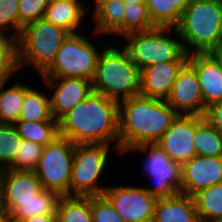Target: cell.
<instances>
[{
    "mask_svg": "<svg viewBox=\"0 0 222 222\" xmlns=\"http://www.w3.org/2000/svg\"><path fill=\"white\" fill-rule=\"evenodd\" d=\"M85 32L69 34L51 66L40 77L83 78L92 81L101 53ZM96 44V45H95Z\"/></svg>",
    "mask_w": 222,
    "mask_h": 222,
    "instance_id": "cell-8",
    "label": "cell"
},
{
    "mask_svg": "<svg viewBox=\"0 0 222 222\" xmlns=\"http://www.w3.org/2000/svg\"><path fill=\"white\" fill-rule=\"evenodd\" d=\"M19 71L17 38L0 33V83L11 80Z\"/></svg>",
    "mask_w": 222,
    "mask_h": 222,
    "instance_id": "cell-30",
    "label": "cell"
},
{
    "mask_svg": "<svg viewBox=\"0 0 222 222\" xmlns=\"http://www.w3.org/2000/svg\"><path fill=\"white\" fill-rule=\"evenodd\" d=\"M208 222H222V219L213 220V221H208Z\"/></svg>",
    "mask_w": 222,
    "mask_h": 222,
    "instance_id": "cell-46",
    "label": "cell"
},
{
    "mask_svg": "<svg viewBox=\"0 0 222 222\" xmlns=\"http://www.w3.org/2000/svg\"><path fill=\"white\" fill-rule=\"evenodd\" d=\"M188 63L198 76L205 107L222 100V66L211 53L190 54Z\"/></svg>",
    "mask_w": 222,
    "mask_h": 222,
    "instance_id": "cell-17",
    "label": "cell"
},
{
    "mask_svg": "<svg viewBox=\"0 0 222 222\" xmlns=\"http://www.w3.org/2000/svg\"><path fill=\"white\" fill-rule=\"evenodd\" d=\"M125 4L129 3H145L146 0H122Z\"/></svg>",
    "mask_w": 222,
    "mask_h": 222,
    "instance_id": "cell-42",
    "label": "cell"
},
{
    "mask_svg": "<svg viewBox=\"0 0 222 222\" xmlns=\"http://www.w3.org/2000/svg\"><path fill=\"white\" fill-rule=\"evenodd\" d=\"M88 1H90L89 2V5H90L91 2H93V3H106V2H110L112 0H88Z\"/></svg>",
    "mask_w": 222,
    "mask_h": 222,
    "instance_id": "cell-44",
    "label": "cell"
},
{
    "mask_svg": "<svg viewBox=\"0 0 222 222\" xmlns=\"http://www.w3.org/2000/svg\"><path fill=\"white\" fill-rule=\"evenodd\" d=\"M118 114V102L92 92L58 121L59 136L74 144H112L119 155Z\"/></svg>",
    "mask_w": 222,
    "mask_h": 222,
    "instance_id": "cell-1",
    "label": "cell"
},
{
    "mask_svg": "<svg viewBox=\"0 0 222 222\" xmlns=\"http://www.w3.org/2000/svg\"><path fill=\"white\" fill-rule=\"evenodd\" d=\"M178 115L204 116V105L198 76L187 62L179 71L176 81L165 100Z\"/></svg>",
    "mask_w": 222,
    "mask_h": 222,
    "instance_id": "cell-13",
    "label": "cell"
},
{
    "mask_svg": "<svg viewBox=\"0 0 222 222\" xmlns=\"http://www.w3.org/2000/svg\"><path fill=\"white\" fill-rule=\"evenodd\" d=\"M204 118L222 134V100L207 107Z\"/></svg>",
    "mask_w": 222,
    "mask_h": 222,
    "instance_id": "cell-37",
    "label": "cell"
},
{
    "mask_svg": "<svg viewBox=\"0 0 222 222\" xmlns=\"http://www.w3.org/2000/svg\"><path fill=\"white\" fill-rule=\"evenodd\" d=\"M113 44L101 50L91 82L94 93L119 103L140 95V69L122 46Z\"/></svg>",
    "mask_w": 222,
    "mask_h": 222,
    "instance_id": "cell-3",
    "label": "cell"
},
{
    "mask_svg": "<svg viewBox=\"0 0 222 222\" xmlns=\"http://www.w3.org/2000/svg\"><path fill=\"white\" fill-rule=\"evenodd\" d=\"M75 145L69 139L59 136L43 148L34 171L43 189L59 196H69Z\"/></svg>",
    "mask_w": 222,
    "mask_h": 222,
    "instance_id": "cell-10",
    "label": "cell"
},
{
    "mask_svg": "<svg viewBox=\"0 0 222 222\" xmlns=\"http://www.w3.org/2000/svg\"><path fill=\"white\" fill-rule=\"evenodd\" d=\"M85 1H53L49 0L44 18L54 25L66 30L69 34L80 33L85 25L88 3ZM87 3V4H86ZM85 18V19H84Z\"/></svg>",
    "mask_w": 222,
    "mask_h": 222,
    "instance_id": "cell-19",
    "label": "cell"
},
{
    "mask_svg": "<svg viewBox=\"0 0 222 222\" xmlns=\"http://www.w3.org/2000/svg\"><path fill=\"white\" fill-rule=\"evenodd\" d=\"M181 193L191 197L208 187L222 183V156L195 155L181 165Z\"/></svg>",
    "mask_w": 222,
    "mask_h": 222,
    "instance_id": "cell-15",
    "label": "cell"
},
{
    "mask_svg": "<svg viewBox=\"0 0 222 222\" xmlns=\"http://www.w3.org/2000/svg\"><path fill=\"white\" fill-rule=\"evenodd\" d=\"M175 28L188 55L211 53L222 41V0H191Z\"/></svg>",
    "mask_w": 222,
    "mask_h": 222,
    "instance_id": "cell-4",
    "label": "cell"
},
{
    "mask_svg": "<svg viewBox=\"0 0 222 222\" xmlns=\"http://www.w3.org/2000/svg\"><path fill=\"white\" fill-rule=\"evenodd\" d=\"M4 212L3 202H2V193H1V184H0V213Z\"/></svg>",
    "mask_w": 222,
    "mask_h": 222,
    "instance_id": "cell-43",
    "label": "cell"
},
{
    "mask_svg": "<svg viewBox=\"0 0 222 222\" xmlns=\"http://www.w3.org/2000/svg\"><path fill=\"white\" fill-rule=\"evenodd\" d=\"M192 197L200 222L222 219V183L203 189Z\"/></svg>",
    "mask_w": 222,
    "mask_h": 222,
    "instance_id": "cell-27",
    "label": "cell"
},
{
    "mask_svg": "<svg viewBox=\"0 0 222 222\" xmlns=\"http://www.w3.org/2000/svg\"><path fill=\"white\" fill-rule=\"evenodd\" d=\"M9 219L10 217L5 211L0 213V222H7Z\"/></svg>",
    "mask_w": 222,
    "mask_h": 222,
    "instance_id": "cell-41",
    "label": "cell"
},
{
    "mask_svg": "<svg viewBox=\"0 0 222 222\" xmlns=\"http://www.w3.org/2000/svg\"><path fill=\"white\" fill-rule=\"evenodd\" d=\"M152 222H200L193 197L179 193L157 199Z\"/></svg>",
    "mask_w": 222,
    "mask_h": 222,
    "instance_id": "cell-21",
    "label": "cell"
},
{
    "mask_svg": "<svg viewBox=\"0 0 222 222\" xmlns=\"http://www.w3.org/2000/svg\"><path fill=\"white\" fill-rule=\"evenodd\" d=\"M53 1H84V0H53Z\"/></svg>",
    "mask_w": 222,
    "mask_h": 222,
    "instance_id": "cell-45",
    "label": "cell"
},
{
    "mask_svg": "<svg viewBox=\"0 0 222 222\" xmlns=\"http://www.w3.org/2000/svg\"><path fill=\"white\" fill-rule=\"evenodd\" d=\"M49 0H19V36L22 28L44 18Z\"/></svg>",
    "mask_w": 222,
    "mask_h": 222,
    "instance_id": "cell-35",
    "label": "cell"
},
{
    "mask_svg": "<svg viewBox=\"0 0 222 222\" xmlns=\"http://www.w3.org/2000/svg\"><path fill=\"white\" fill-rule=\"evenodd\" d=\"M44 146L22 139L14 162L7 168L13 171H35Z\"/></svg>",
    "mask_w": 222,
    "mask_h": 222,
    "instance_id": "cell-33",
    "label": "cell"
},
{
    "mask_svg": "<svg viewBox=\"0 0 222 222\" xmlns=\"http://www.w3.org/2000/svg\"><path fill=\"white\" fill-rule=\"evenodd\" d=\"M127 155L132 152L144 156L142 171L147 174L154 186L143 188L157 199L171 198L181 193V164L172 159L162 150L158 143H145L130 147ZM144 154V155H143Z\"/></svg>",
    "mask_w": 222,
    "mask_h": 222,
    "instance_id": "cell-9",
    "label": "cell"
},
{
    "mask_svg": "<svg viewBox=\"0 0 222 222\" xmlns=\"http://www.w3.org/2000/svg\"><path fill=\"white\" fill-rule=\"evenodd\" d=\"M19 120H25L30 122L38 121H57L52 117L51 105H50V95L40 91L39 89H34L31 85L25 91L24 102L22 105Z\"/></svg>",
    "mask_w": 222,
    "mask_h": 222,
    "instance_id": "cell-23",
    "label": "cell"
},
{
    "mask_svg": "<svg viewBox=\"0 0 222 222\" xmlns=\"http://www.w3.org/2000/svg\"><path fill=\"white\" fill-rule=\"evenodd\" d=\"M18 222H57L56 215H35Z\"/></svg>",
    "mask_w": 222,
    "mask_h": 222,
    "instance_id": "cell-38",
    "label": "cell"
},
{
    "mask_svg": "<svg viewBox=\"0 0 222 222\" xmlns=\"http://www.w3.org/2000/svg\"><path fill=\"white\" fill-rule=\"evenodd\" d=\"M92 222H125L104 195L91 196Z\"/></svg>",
    "mask_w": 222,
    "mask_h": 222,
    "instance_id": "cell-36",
    "label": "cell"
},
{
    "mask_svg": "<svg viewBox=\"0 0 222 222\" xmlns=\"http://www.w3.org/2000/svg\"><path fill=\"white\" fill-rule=\"evenodd\" d=\"M44 88H49L52 117L59 121L74 106L92 92V82L83 78L41 77Z\"/></svg>",
    "mask_w": 222,
    "mask_h": 222,
    "instance_id": "cell-12",
    "label": "cell"
},
{
    "mask_svg": "<svg viewBox=\"0 0 222 222\" xmlns=\"http://www.w3.org/2000/svg\"><path fill=\"white\" fill-rule=\"evenodd\" d=\"M195 130L196 116L178 115L156 143L172 161L182 165L196 155Z\"/></svg>",
    "mask_w": 222,
    "mask_h": 222,
    "instance_id": "cell-14",
    "label": "cell"
},
{
    "mask_svg": "<svg viewBox=\"0 0 222 222\" xmlns=\"http://www.w3.org/2000/svg\"><path fill=\"white\" fill-rule=\"evenodd\" d=\"M146 3L125 4L123 16V36L130 32L147 31L155 28Z\"/></svg>",
    "mask_w": 222,
    "mask_h": 222,
    "instance_id": "cell-31",
    "label": "cell"
},
{
    "mask_svg": "<svg viewBox=\"0 0 222 222\" xmlns=\"http://www.w3.org/2000/svg\"><path fill=\"white\" fill-rule=\"evenodd\" d=\"M94 10H90L92 7ZM88 11H93L91 16V21L95 24V29L90 35L96 37L99 35L108 37L113 35L114 38L122 39L123 37V16L125 12V3L122 0H112L106 3H92L91 6H88ZM96 35V36H95ZM118 36V37H117Z\"/></svg>",
    "mask_w": 222,
    "mask_h": 222,
    "instance_id": "cell-20",
    "label": "cell"
},
{
    "mask_svg": "<svg viewBox=\"0 0 222 222\" xmlns=\"http://www.w3.org/2000/svg\"><path fill=\"white\" fill-rule=\"evenodd\" d=\"M21 140L13 124L0 123V170L7 169L14 162Z\"/></svg>",
    "mask_w": 222,
    "mask_h": 222,
    "instance_id": "cell-32",
    "label": "cell"
},
{
    "mask_svg": "<svg viewBox=\"0 0 222 222\" xmlns=\"http://www.w3.org/2000/svg\"><path fill=\"white\" fill-rule=\"evenodd\" d=\"M211 54L215 57V59L220 63L222 66V41L219 45L211 52Z\"/></svg>",
    "mask_w": 222,
    "mask_h": 222,
    "instance_id": "cell-39",
    "label": "cell"
},
{
    "mask_svg": "<svg viewBox=\"0 0 222 222\" xmlns=\"http://www.w3.org/2000/svg\"><path fill=\"white\" fill-rule=\"evenodd\" d=\"M191 0H172V2L183 12L185 7L190 3Z\"/></svg>",
    "mask_w": 222,
    "mask_h": 222,
    "instance_id": "cell-40",
    "label": "cell"
},
{
    "mask_svg": "<svg viewBox=\"0 0 222 222\" xmlns=\"http://www.w3.org/2000/svg\"><path fill=\"white\" fill-rule=\"evenodd\" d=\"M175 36V38H174ZM122 47L141 70L163 62H188L179 33L172 27H155L125 34ZM127 42V43H126Z\"/></svg>",
    "mask_w": 222,
    "mask_h": 222,
    "instance_id": "cell-5",
    "label": "cell"
},
{
    "mask_svg": "<svg viewBox=\"0 0 222 222\" xmlns=\"http://www.w3.org/2000/svg\"><path fill=\"white\" fill-rule=\"evenodd\" d=\"M59 195L55 192L43 189L32 201L19 202V205L9 214L12 221L35 215H56V205Z\"/></svg>",
    "mask_w": 222,
    "mask_h": 222,
    "instance_id": "cell-25",
    "label": "cell"
},
{
    "mask_svg": "<svg viewBox=\"0 0 222 222\" xmlns=\"http://www.w3.org/2000/svg\"><path fill=\"white\" fill-rule=\"evenodd\" d=\"M103 194L125 222H152L157 198L142 185H108Z\"/></svg>",
    "mask_w": 222,
    "mask_h": 222,
    "instance_id": "cell-11",
    "label": "cell"
},
{
    "mask_svg": "<svg viewBox=\"0 0 222 222\" xmlns=\"http://www.w3.org/2000/svg\"><path fill=\"white\" fill-rule=\"evenodd\" d=\"M19 0H0V33L19 38Z\"/></svg>",
    "mask_w": 222,
    "mask_h": 222,
    "instance_id": "cell-34",
    "label": "cell"
},
{
    "mask_svg": "<svg viewBox=\"0 0 222 222\" xmlns=\"http://www.w3.org/2000/svg\"><path fill=\"white\" fill-rule=\"evenodd\" d=\"M3 209L9 215L19 202L34 199L42 190V184L34 171L0 170Z\"/></svg>",
    "mask_w": 222,
    "mask_h": 222,
    "instance_id": "cell-16",
    "label": "cell"
},
{
    "mask_svg": "<svg viewBox=\"0 0 222 222\" xmlns=\"http://www.w3.org/2000/svg\"><path fill=\"white\" fill-rule=\"evenodd\" d=\"M56 217L57 222H92L91 196H60Z\"/></svg>",
    "mask_w": 222,
    "mask_h": 222,
    "instance_id": "cell-26",
    "label": "cell"
},
{
    "mask_svg": "<svg viewBox=\"0 0 222 222\" xmlns=\"http://www.w3.org/2000/svg\"><path fill=\"white\" fill-rule=\"evenodd\" d=\"M149 16L156 27L175 28L183 12L172 0H146Z\"/></svg>",
    "mask_w": 222,
    "mask_h": 222,
    "instance_id": "cell-29",
    "label": "cell"
},
{
    "mask_svg": "<svg viewBox=\"0 0 222 222\" xmlns=\"http://www.w3.org/2000/svg\"><path fill=\"white\" fill-rule=\"evenodd\" d=\"M193 142L196 155L205 157L222 156V134L204 116H196V130Z\"/></svg>",
    "mask_w": 222,
    "mask_h": 222,
    "instance_id": "cell-24",
    "label": "cell"
},
{
    "mask_svg": "<svg viewBox=\"0 0 222 222\" xmlns=\"http://www.w3.org/2000/svg\"><path fill=\"white\" fill-rule=\"evenodd\" d=\"M110 145L76 144L73 155L69 196L101 195L108 187L99 183L109 164Z\"/></svg>",
    "mask_w": 222,
    "mask_h": 222,
    "instance_id": "cell-7",
    "label": "cell"
},
{
    "mask_svg": "<svg viewBox=\"0 0 222 222\" xmlns=\"http://www.w3.org/2000/svg\"><path fill=\"white\" fill-rule=\"evenodd\" d=\"M187 62H163L140 70V95L166 100Z\"/></svg>",
    "mask_w": 222,
    "mask_h": 222,
    "instance_id": "cell-18",
    "label": "cell"
},
{
    "mask_svg": "<svg viewBox=\"0 0 222 222\" xmlns=\"http://www.w3.org/2000/svg\"><path fill=\"white\" fill-rule=\"evenodd\" d=\"M13 125L22 139L35 142L44 147L59 137L58 121L30 122L19 120Z\"/></svg>",
    "mask_w": 222,
    "mask_h": 222,
    "instance_id": "cell-28",
    "label": "cell"
},
{
    "mask_svg": "<svg viewBox=\"0 0 222 222\" xmlns=\"http://www.w3.org/2000/svg\"><path fill=\"white\" fill-rule=\"evenodd\" d=\"M178 114L165 100L133 96L119 102V152L145 143H156Z\"/></svg>",
    "mask_w": 222,
    "mask_h": 222,
    "instance_id": "cell-2",
    "label": "cell"
},
{
    "mask_svg": "<svg viewBox=\"0 0 222 222\" xmlns=\"http://www.w3.org/2000/svg\"><path fill=\"white\" fill-rule=\"evenodd\" d=\"M69 33L41 18L22 28L17 39L18 67L30 69L41 76L53 63L58 50Z\"/></svg>",
    "mask_w": 222,
    "mask_h": 222,
    "instance_id": "cell-6",
    "label": "cell"
},
{
    "mask_svg": "<svg viewBox=\"0 0 222 222\" xmlns=\"http://www.w3.org/2000/svg\"><path fill=\"white\" fill-rule=\"evenodd\" d=\"M10 82L11 80L0 83V123L5 124H14L19 121L25 91L31 85V83L26 84L18 80L13 85L9 84Z\"/></svg>",
    "mask_w": 222,
    "mask_h": 222,
    "instance_id": "cell-22",
    "label": "cell"
}]
</instances>
